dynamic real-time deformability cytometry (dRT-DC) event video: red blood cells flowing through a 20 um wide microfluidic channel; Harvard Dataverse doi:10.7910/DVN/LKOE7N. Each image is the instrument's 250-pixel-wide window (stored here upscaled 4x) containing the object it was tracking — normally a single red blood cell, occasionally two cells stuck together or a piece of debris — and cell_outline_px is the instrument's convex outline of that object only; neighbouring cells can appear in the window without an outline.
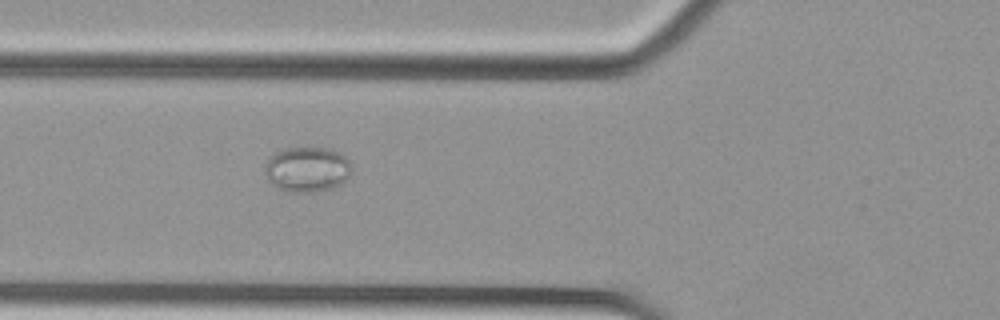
{"species": "Egyptian fruit bat (a non-hibernating species)", "species_latin": "Rousettus aegyptiacus", "temperature_condition": "cold", "stored_images_in_passage": 21, "camera_frame_rate_fps": 3000, "um_per_image_px": 0.085, "animal": {"sex": "female"}, "frame": {"image": 1, "passage_image": 7, "time_ms": 2.0, "image_size_px": [1000, 320], "cell_outline_px": [[352, 168], [348, 176], [340, 184], [332, 188], [312, 192], [288, 192], [276, 188], [268, 180], [264, 172], [264, 164], [268, 156], [284, 148], [332, 148], [340, 152], [352, 160]], "centroid_in_image_um": [26.1, 14.38], "position_along_channel_um": 99.7, "area_um2": 23.35}}
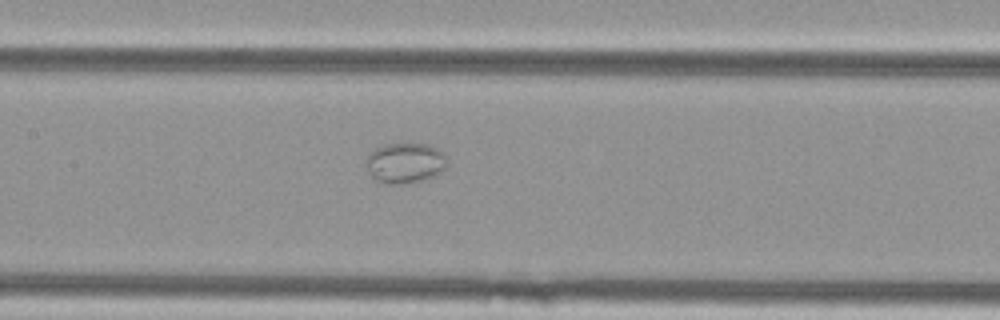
{"frame": {"image": 2, "passage_image": 13, "time_ms": 4.0, "image_size_px": [1000, 320], "cell_outline_px": [[448, 164], [436, 176], [424, 180], [404, 184], [384, 184], [376, 180], [368, 172], [364, 164], [364, 160], [376, 148], [384, 144], [428, 144], [436, 148], [444, 156]], "centroid_in_image_um": [34.4, 13.87], "position_along_channel_um": 173.0, "area_um2": 19.19}}
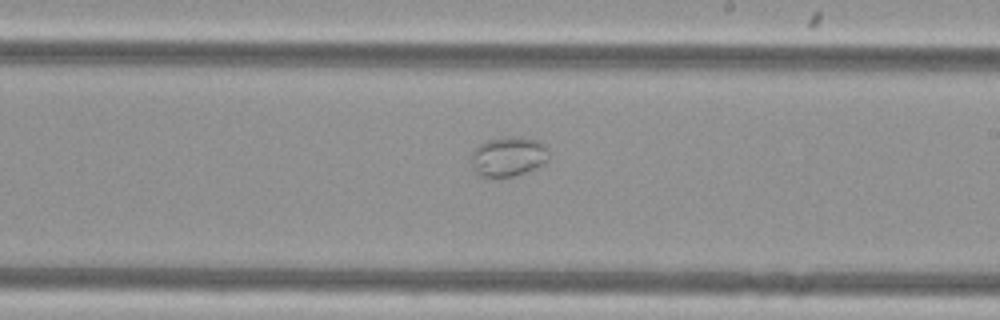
{"frame": {"image": 3, "passage_image": 19, "time_ms": 6.0, "image_size_px": [1000, 320], "cell_outline_px": [[548, 160], [536, 168], [516, 176], [480, 176], [476, 172], [468, 156], [484, 140], [504, 136], [520, 136], [540, 140], [544, 144], [548, 152]], "centroid_in_image_um": [43.2, 13.27], "position_along_channel_um": 245.8, "area_um2": 18.26}}